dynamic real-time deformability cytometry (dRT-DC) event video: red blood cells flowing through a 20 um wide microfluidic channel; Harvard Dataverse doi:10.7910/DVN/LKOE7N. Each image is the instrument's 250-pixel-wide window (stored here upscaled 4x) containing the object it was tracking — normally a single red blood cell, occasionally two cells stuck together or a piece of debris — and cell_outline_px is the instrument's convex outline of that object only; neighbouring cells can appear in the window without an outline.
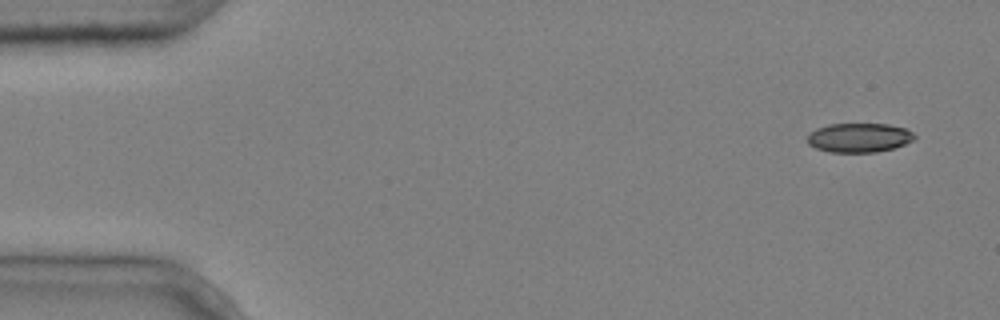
{"species": "common noctule bat (a hibernating species)", "species_latin": "Nyctalus noctula", "temperature_condition": "cold", "stored_images_in_passage": 3, "segment_of_instrument_passage": [1, 2], "camera_frame_rate_fps": 3000, "um_per_image_px": 0.085, "animal": {"sex": "male", "body_mass_g": 20.4}, "frame": {"image": 1, "passage_image": 1, "time_ms": 0.0, "image_size_px": [1000, 320], "cell_outline_px": [[916, 136], [912, 140], [904, 144], [892, 148], [876, 152], [828, 152], [816, 148], [808, 144], [808, 132], [816, 128], [828, 124], [888, 124], [904, 128], [912, 132]], "centroid_in_image_um": [72.98, 11.7], "position_along_channel_um": 12.0, "area_um2": 18.21}}